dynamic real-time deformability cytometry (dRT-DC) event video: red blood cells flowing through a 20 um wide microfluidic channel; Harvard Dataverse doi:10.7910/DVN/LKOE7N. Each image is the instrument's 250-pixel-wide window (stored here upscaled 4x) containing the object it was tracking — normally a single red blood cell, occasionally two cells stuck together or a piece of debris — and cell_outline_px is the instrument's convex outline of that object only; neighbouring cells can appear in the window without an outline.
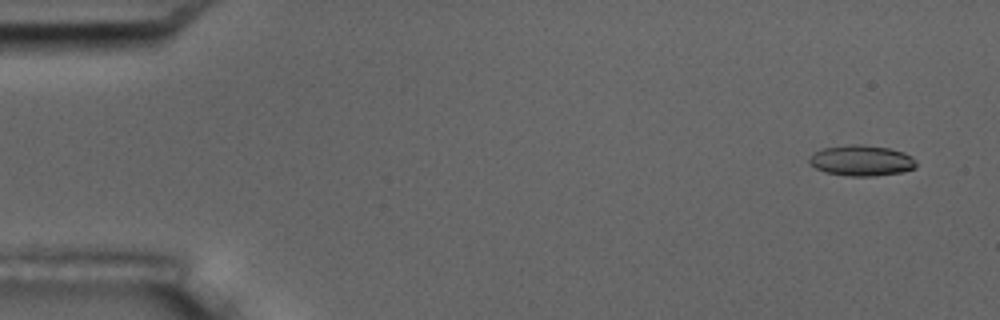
{"species": "common noctule bat (a hibernating species)", "species_latin": "Nyctalus noctula", "temperature_condition": "room temperature", "stored_images_in_passage": 9, "camera_frame_rate_fps": 3000, "um_per_image_px": 0.085, "animal": {"sex": "male", "body_mass_g": 17.5, "forearm_length_mm": 52.3}, "frame": {"image": 1, "passage_image": 2, "time_ms": 1.0, "image_size_px": [1000, 320], "cell_outline_px": [[916, 168], [900, 172], [876, 176], [852, 176], [824, 172], [816, 168], [808, 160], [816, 152], [824, 148], [848, 144], [864, 144], [888, 148], [904, 152], [912, 156], [916, 160]], "centroid_in_image_um": [73.27, 13.64], "position_along_channel_um": 11.7, "area_um2": 19.07}}
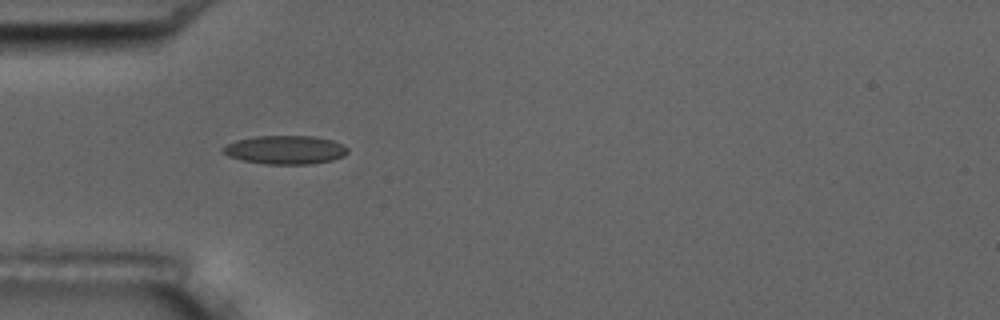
{"frame": {"image": 2, "passage_image": 6, "time_ms": 5.667, "image_size_px": [1000, 320], "cell_outline_px": [[348, 152], [344, 156], [332, 160], [312, 164], [268, 164], [240, 160], [228, 156], [220, 152], [220, 148], [224, 144], [236, 140], [256, 136], [312, 136], [332, 140], [348, 148]], "centroid_in_image_um": [24.18, 12.74], "position_along_channel_um": 60.8, "area_um2": 20.98}}
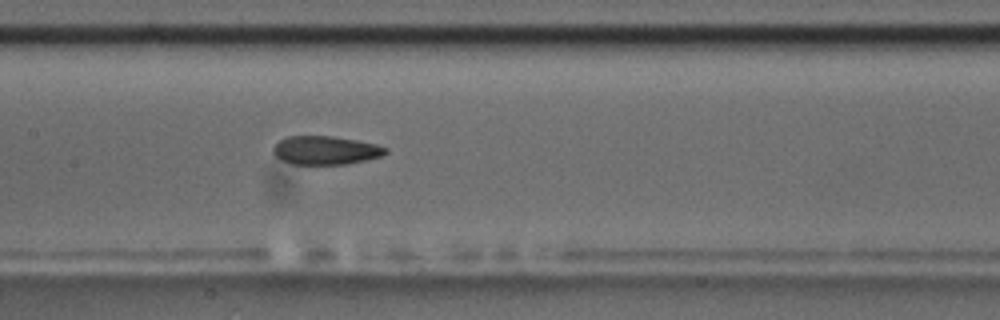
{"frame": {"image": 3, "passage_image": 9, "time_ms": 9.0, "image_size_px": [1000, 320], "cell_outline_px": [[388, 152], [380, 156], [364, 160], [344, 164], [292, 164], [280, 160], [272, 152], [272, 148], [280, 140], [288, 136], [332, 136], [356, 140], [376, 144], [388, 148]], "centroid_in_image_um": [27.64, 12.77], "position_along_channel_um": 179.8, "area_um2": 18.61}}